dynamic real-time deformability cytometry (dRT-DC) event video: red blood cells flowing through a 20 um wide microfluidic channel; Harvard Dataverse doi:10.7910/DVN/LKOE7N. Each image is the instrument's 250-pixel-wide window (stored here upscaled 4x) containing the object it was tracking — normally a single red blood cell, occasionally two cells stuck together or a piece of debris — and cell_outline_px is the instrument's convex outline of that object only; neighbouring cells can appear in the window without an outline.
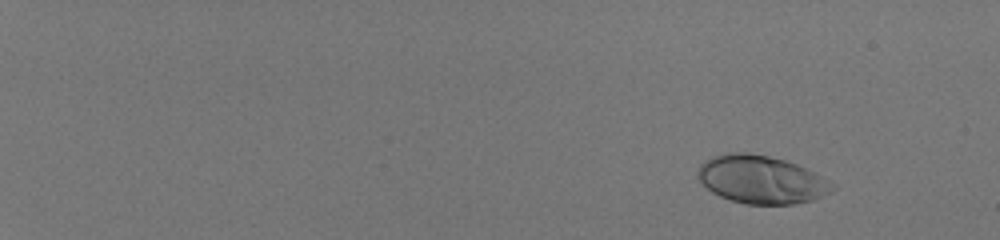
{"species": "human", "species_latin": "Homo sapiens", "temperature_condition": "room temperature", "stored_images_in_passage": 56, "camera_frame_rate_fps": 3000, "um_per_image_px": 0.085, "donor": {"sex": "male"}, "frame": {"image": 1, "passage_image": 8, "time_ms": 2.333, "image_size_px": [1000, 240], "cell_outline_px": [[836, 188], [812, 200], [792, 204], [748, 204], [732, 200], [720, 196], [712, 192], [700, 180], [696, 172], [696, 168], [704, 160], [712, 156], [728, 152], [748, 152], [768, 156], [784, 160], [796, 164], [836, 184]], "centroid_in_image_um": [64.66, 15.25], "position_along_channel_um": 20.3, "area_um2": 37.4}}
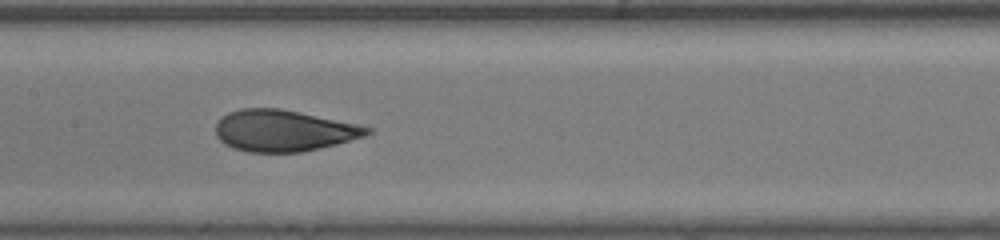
{"frame": {"image": 2, "passage_image": 35, "time_ms": 11.333, "image_size_px": [1000, 240], "cell_outline_px": [[372, 132], [364, 136], [336, 144], [300, 152], [248, 152], [232, 148], [224, 144], [216, 136], [216, 124], [228, 112], [240, 108], [280, 108], [356, 124], [372, 128]], "centroid_in_image_um": [24.07, 11.11], "position_along_channel_um": 183.3, "area_um2": 36.3}}
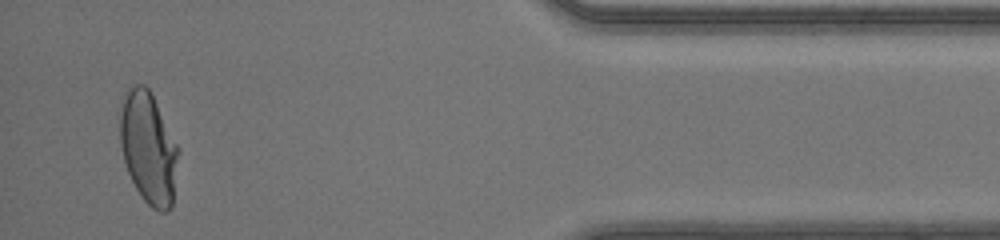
{"frame": {"image": 3, "passage_image": 55, "time_ms": 18.0, "image_size_px": [1000, 240], "cell_outline_px": [[180, 152], [172, 204], [168, 212], [160, 212], [152, 208], [140, 196], [128, 172], [124, 160], [120, 144], [120, 116], [124, 100], [128, 88], [136, 84], [144, 84], [148, 88], [180, 148]], "centroid_in_image_um": [12.64, 12.61], "position_along_channel_um": 422.6, "area_um2": 37.92}, "authors_computed_cell_mechanics": {"area_um2": 36.8186, "velocity_mm_per_s": 4.183, "shape_relaxation_time_tau1_ms": 5.4156, "shape_relaxation_time_tau2_ms": null, "deformation_change_tau1": 0.2347, "deformation_change_tau2": null}}